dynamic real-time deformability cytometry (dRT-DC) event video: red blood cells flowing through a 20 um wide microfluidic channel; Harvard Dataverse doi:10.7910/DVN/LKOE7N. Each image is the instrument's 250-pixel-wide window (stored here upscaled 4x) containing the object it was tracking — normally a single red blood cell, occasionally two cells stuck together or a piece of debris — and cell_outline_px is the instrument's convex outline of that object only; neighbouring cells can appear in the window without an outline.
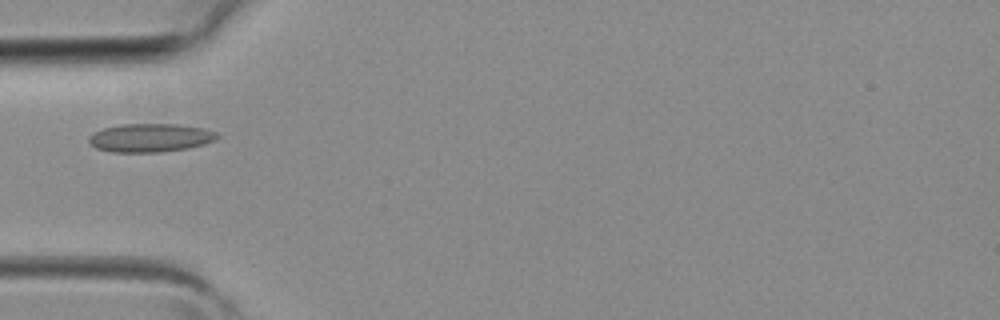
{"species": "common noctule bat (a hibernating species)", "species_latin": "Nyctalus noctula", "temperature_condition": "room temperature", "stored_images_in_passage": 4, "camera_frame_rate_fps": 3000, "um_per_image_px": 0.085, "animal": {"sex": "female", "body_mass_g": 19.3, "forearm_length_mm": 54.1}, "frame": {"image": 1, "passage_image": 4, "time_ms": 1.0, "image_size_px": [1000, 320], "cell_outline_px": [[220, 136], [204, 144], [188, 148], [160, 152], [112, 152], [96, 148], [88, 140], [88, 136], [92, 132], [104, 128], [120, 124], [176, 124], [204, 128], [216, 132]], "centroid_in_image_um": [12.74, 11.7], "position_along_channel_um": 72.3, "area_um2": 21.27}}